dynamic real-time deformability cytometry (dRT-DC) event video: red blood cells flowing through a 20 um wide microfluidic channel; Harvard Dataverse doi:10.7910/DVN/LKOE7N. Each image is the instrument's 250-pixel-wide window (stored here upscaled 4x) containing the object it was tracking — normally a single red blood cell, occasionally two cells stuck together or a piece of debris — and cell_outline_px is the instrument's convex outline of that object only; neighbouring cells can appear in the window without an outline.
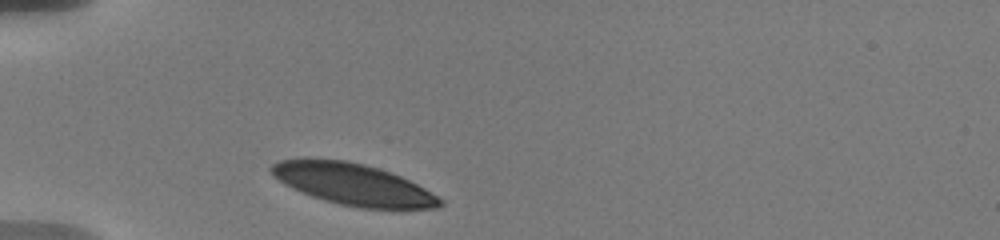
{"species": "human", "species_latin": "Homo sapiens", "temperature_condition": "warm", "stored_images_in_passage": 11, "camera_frame_rate_fps": 3000, "um_per_image_px": 0.085, "donor": {"sex": "male"}, "frame": {"image": 1, "passage_image": 1, "time_ms": 0.0, "image_size_px": [1000, 240], "cell_outline_px": [[444, 204], [436, 208], [360, 208], [340, 204], [324, 200], [312, 196], [292, 188], [284, 184], [272, 176], [268, 168], [272, 164], [280, 160], [304, 156], [308, 156], [344, 160], [364, 164], [400, 176], [424, 188], [444, 200]], "centroid_in_image_um": [29.92, 15.63], "position_along_channel_um": 55.1, "area_um2": 41.1}}
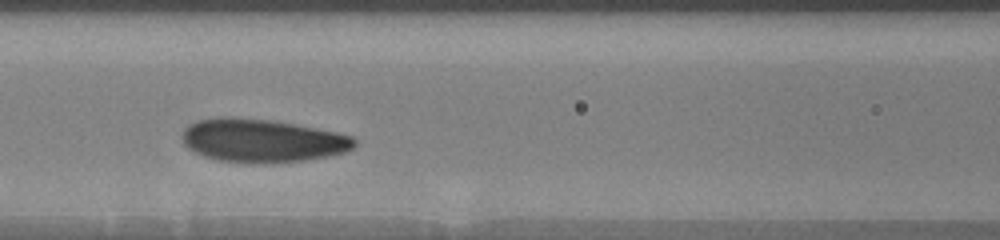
{"frame": {"image": 2, "passage_image": 8, "time_ms": 3.0, "image_size_px": [1000, 240], "cell_outline_px": [[356, 144], [348, 152], [328, 156], [304, 160], [264, 164], [252, 164], [220, 160], [204, 156], [188, 148], [184, 144], [180, 136], [184, 128], [188, 124], [196, 120], [220, 116], [228, 116], [272, 120], [296, 124], [336, 132], [352, 136], [356, 140]], "centroid_in_image_um": [22.26, 11.94], "position_along_channel_um": 144.3, "area_um2": 43.99}}
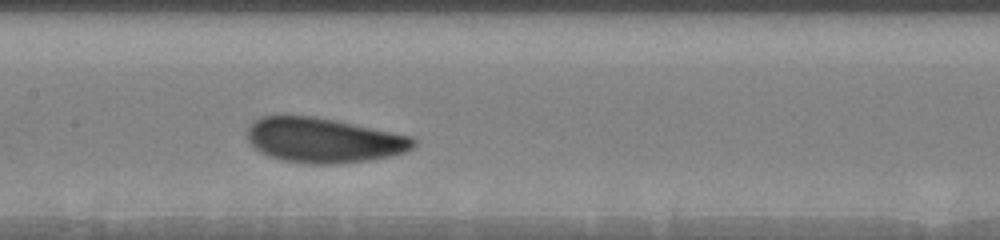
{"frame": {"image": 3, "passage_image": 11, "time_ms": 4.0, "image_size_px": [1000, 240], "cell_outline_px": [[416, 144], [412, 148], [404, 152], [392, 156], [368, 160], [336, 164], [308, 164], [280, 160], [268, 156], [260, 152], [248, 140], [248, 124], [264, 116], [316, 116], [336, 120], [412, 136], [416, 140]], "centroid_in_image_um": [27.51, 11.93], "position_along_channel_um": 179.9, "area_um2": 43.52}}